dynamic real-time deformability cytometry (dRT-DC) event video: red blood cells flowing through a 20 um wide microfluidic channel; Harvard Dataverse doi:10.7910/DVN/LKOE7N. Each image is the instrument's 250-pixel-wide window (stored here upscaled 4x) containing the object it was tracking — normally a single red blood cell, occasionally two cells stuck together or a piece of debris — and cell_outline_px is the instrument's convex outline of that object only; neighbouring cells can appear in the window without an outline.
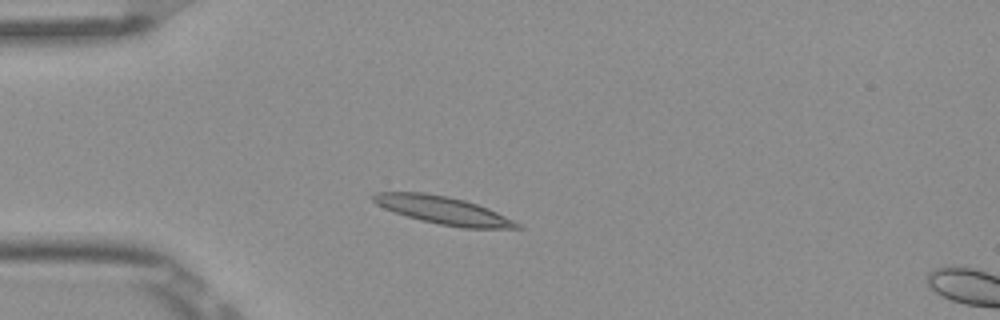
{"species": "Egyptian fruit bat (a non-hibernating species)", "species_latin": "Rousettus aegyptiacus", "temperature_condition": "room temperature", "stored_images_in_passage": 7, "camera_frame_rate_fps": 3000, "um_per_image_px": 0.085, "frame": {"image": 1, "passage_image": 3, "time_ms": 0.667, "image_size_px": [1000, 320], "cell_outline_px": [[524, 228], [464, 228], [440, 224], [420, 220], [384, 208], [376, 204], [372, 200], [372, 196], [376, 192], [424, 192], [448, 196], [464, 200], [488, 208], [520, 224]], "centroid_in_image_um": [37.64, 17.86], "position_along_channel_um": 47.4, "area_um2": 22.95}}
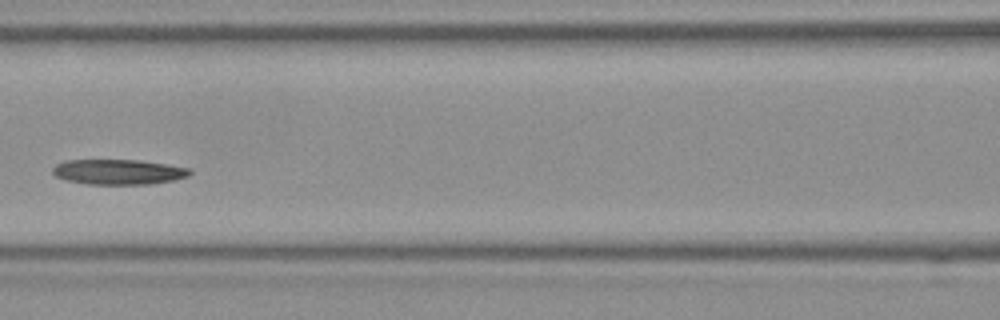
{"frame": {"image": 2, "passage_image": 6, "time_ms": 1.667, "image_size_px": [1000, 320], "cell_outline_px": [[192, 172], [188, 176], [176, 180], [148, 184], [88, 184], [68, 180], [56, 176], [52, 172], [52, 168], [56, 164], [64, 160], [140, 160], [192, 168]], "centroid_in_image_um": [10.1, 14.6], "position_along_channel_um": 156.5, "area_um2": 20.17}}
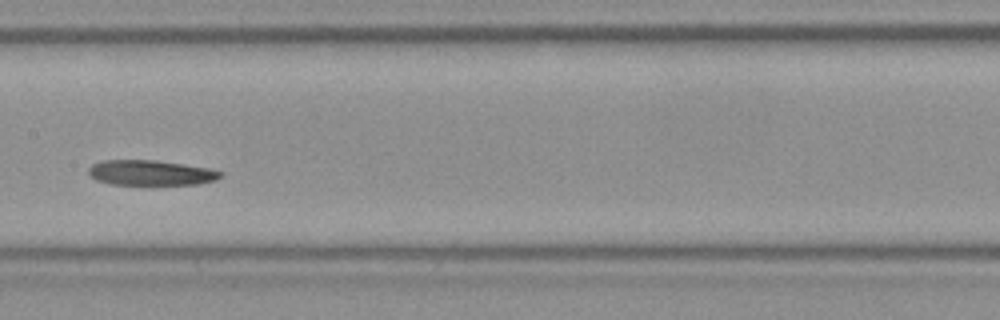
{"frame": {"image": 3, "passage_image": 7, "time_ms": 2.0, "image_size_px": [1000, 320], "cell_outline_px": [[224, 172], [216, 180], [196, 184], [112, 184], [96, 180], [88, 172], [88, 168], [92, 164], [104, 160], [156, 160], [184, 164], [208, 168]], "centroid_in_image_um": [12.81, 14.67], "position_along_channel_um": 194.6, "area_um2": 19.19}}